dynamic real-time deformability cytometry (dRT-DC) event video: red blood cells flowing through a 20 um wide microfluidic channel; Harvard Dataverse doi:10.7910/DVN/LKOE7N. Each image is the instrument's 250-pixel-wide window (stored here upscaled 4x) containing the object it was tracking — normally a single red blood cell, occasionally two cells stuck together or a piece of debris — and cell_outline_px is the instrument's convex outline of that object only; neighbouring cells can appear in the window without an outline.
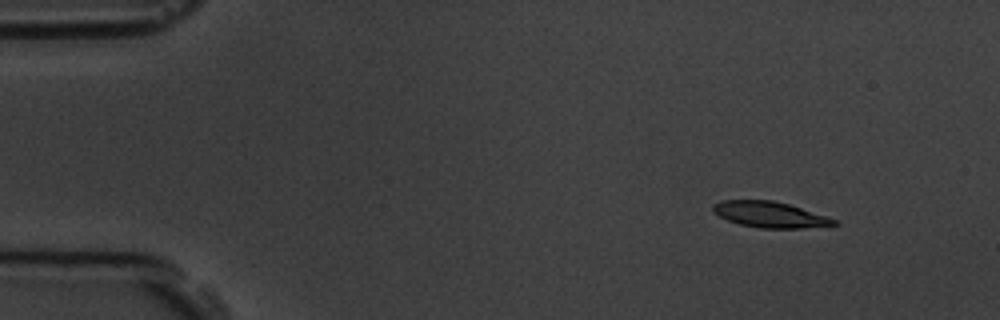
{"species": "common noctule bat (a hibernating species)", "species_latin": "Nyctalus noctula", "temperature_condition": "room temperature", "stored_images_in_passage": 7, "camera_frame_rate_fps": 3000, "um_per_image_px": 0.085, "animal": {"sex": "male", "body_mass_g": 19.5, "forearm_length_mm": 54.6}, "frame": {"image": 1, "passage_image": 2, "time_ms": 1.0, "image_size_px": [1000, 320], "cell_outline_px": [[840, 224], [800, 228], [760, 228], [740, 224], [728, 220], [712, 212], [712, 204], [724, 200], [772, 200], [788, 204], [836, 220]], "centroid_in_image_um": [65.38, 18.23], "position_along_channel_um": 19.6, "area_um2": 17.92}}
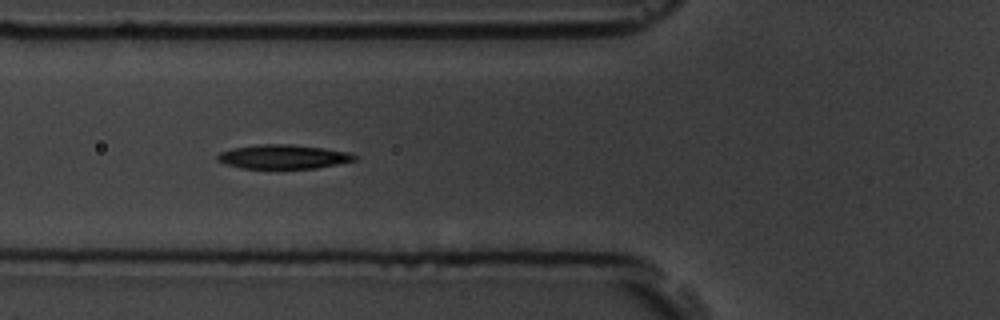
{"frame": {"image": 2, "passage_image": 6, "time_ms": 5.667, "image_size_px": [1000, 320], "cell_outline_px": [[356, 160], [316, 168], [240, 168], [224, 164], [216, 160], [216, 156], [220, 152], [232, 148], [260, 144], [292, 144], [324, 148], [348, 152], [356, 156]], "centroid_in_image_um": [24.03, 13.32], "position_along_channel_um": 101.8, "area_um2": 19.25}}
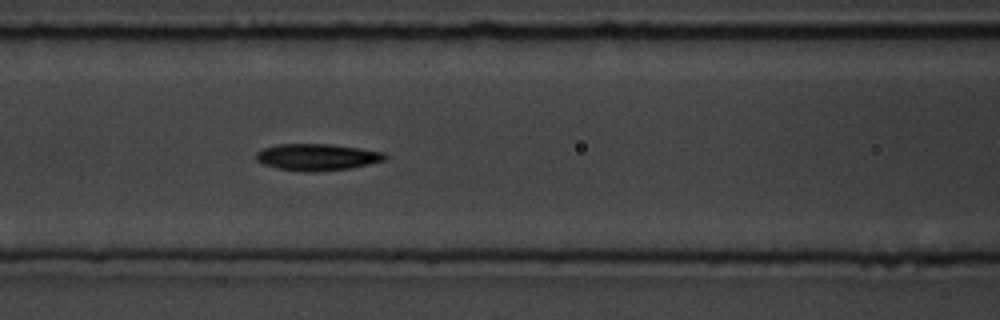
{"frame": {"image": 3, "passage_image": 7, "time_ms": 6.667, "image_size_px": [1000, 320], "cell_outline_px": [[388, 160], [352, 168], [316, 172], [304, 172], [276, 168], [264, 164], [256, 160], [256, 152], [264, 148], [280, 144], [328, 144], [360, 148], [384, 152], [388, 156]], "centroid_in_image_um": [27.0, 13.36], "position_along_channel_um": 139.6, "area_um2": 20.23}}